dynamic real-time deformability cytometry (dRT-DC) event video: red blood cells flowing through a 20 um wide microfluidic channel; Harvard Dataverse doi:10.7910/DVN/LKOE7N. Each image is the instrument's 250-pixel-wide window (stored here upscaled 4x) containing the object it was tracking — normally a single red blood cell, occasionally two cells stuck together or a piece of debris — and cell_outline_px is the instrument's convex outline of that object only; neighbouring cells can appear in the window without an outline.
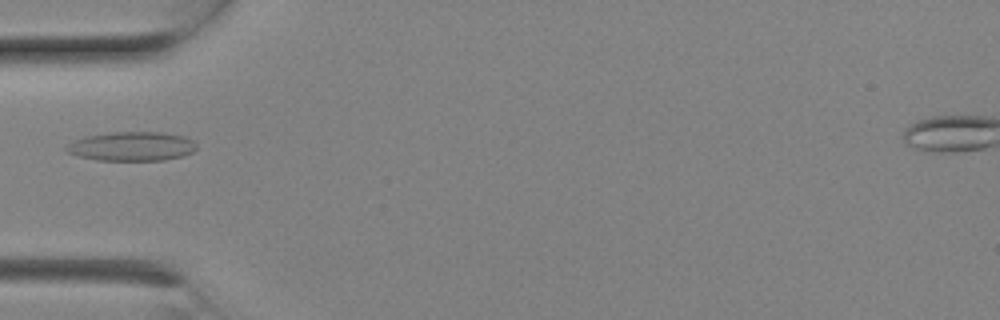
{"species": "Egyptian fruit bat (a non-hibernating species)", "species_latin": "Rousettus aegyptiacus", "temperature_condition": "room temperature", "stored_images_in_passage": 6, "camera_frame_rate_fps": 3000, "um_per_image_px": 0.085, "animal": {"sex": "female"}, "frame": {"image": 1, "passage_image": 4, "time_ms": 1.0, "image_size_px": [1000, 320], "cell_outline_px": [[196, 148], [192, 152], [184, 156], [164, 160], [96, 160], [76, 156], [68, 152], [64, 148], [68, 144], [76, 140], [88, 136], [112, 132], [160, 132], [184, 136], [192, 140], [196, 144]], "centroid_in_image_um": [11.21, 12.44], "position_along_channel_um": 73.8, "area_um2": 22.02}}
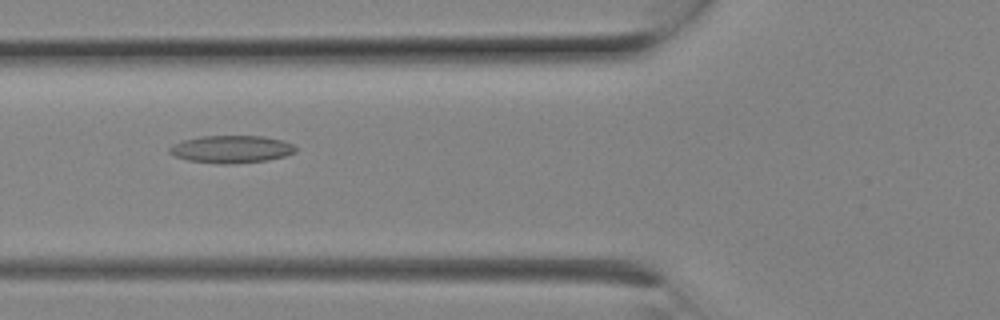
{"frame": {"image": 2, "passage_image": 5, "time_ms": 1.333, "image_size_px": [1000, 320], "cell_outline_px": [[296, 152], [284, 156], [268, 160], [232, 164], [220, 164], [188, 160], [172, 156], [168, 152], [168, 148], [172, 144], [184, 140], [200, 136], [264, 136], [284, 140], [292, 144], [296, 148]], "centroid_in_image_um": [19.64, 12.68], "position_along_channel_um": 106.2, "area_um2": 20.4}}
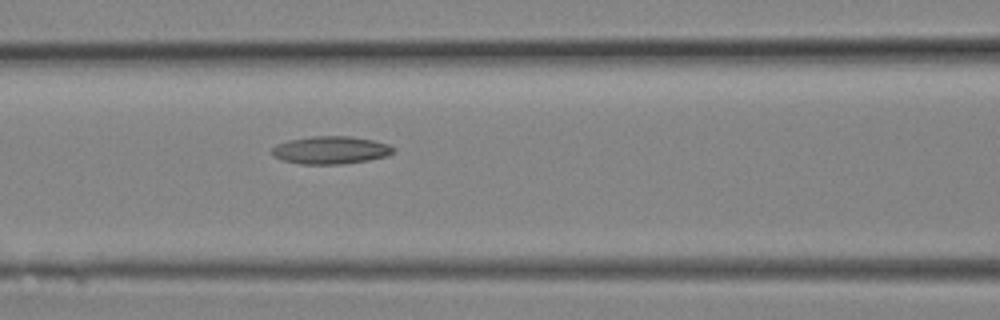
{"frame": {"image": 3, "passage_image": 6, "time_ms": 1.667, "image_size_px": [1000, 320], "cell_outline_px": [[396, 148], [388, 156], [368, 160], [344, 164], [300, 164], [280, 160], [272, 156], [272, 148], [276, 144], [288, 140], [312, 136], [348, 136], [372, 140], [388, 144]], "centroid_in_image_um": [28.07, 12.76], "position_along_channel_um": 138.5, "area_um2": 19.77}}